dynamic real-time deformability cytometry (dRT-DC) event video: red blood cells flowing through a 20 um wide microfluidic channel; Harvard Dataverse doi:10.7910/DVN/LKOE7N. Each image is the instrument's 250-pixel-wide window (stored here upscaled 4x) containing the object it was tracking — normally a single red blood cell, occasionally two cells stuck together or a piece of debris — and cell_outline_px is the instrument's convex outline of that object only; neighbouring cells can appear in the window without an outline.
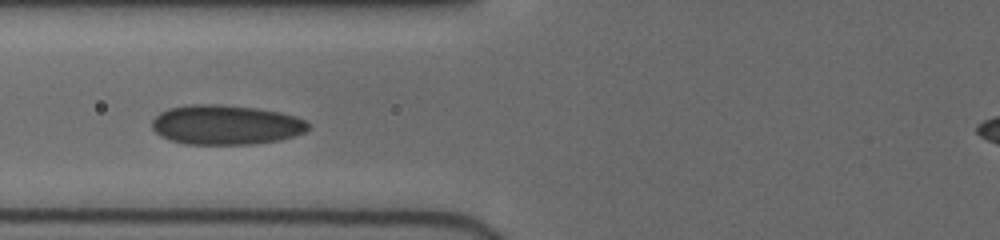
{"species": "human", "species_latin": "Homo sapiens", "temperature_condition": "cold", "stored_images_in_passage": 6, "camera_frame_rate_fps": 3000, "um_per_image_px": 0.085, "donor": {"sex": "female"}, "frame": {"image": 1, "passage_image": 5, "time_ms": 4.333, "image_size_px": [1000, 240], "cell_outline_px": [[308, 128], [304, 132], [280, 140], [252, 144], [184, 144], [168, 140], [160, 136], [152, 128], [152, 120], [160, 112], [168, 108], [192, 104], [220, 104], [256, 108], [280, 112], [296, 116], [304, 120], [308, 124]], "centroid_in_image_um": [19.16, 10.61], "position_along_channel_um": 106.6, "area_um2": 36.18}}